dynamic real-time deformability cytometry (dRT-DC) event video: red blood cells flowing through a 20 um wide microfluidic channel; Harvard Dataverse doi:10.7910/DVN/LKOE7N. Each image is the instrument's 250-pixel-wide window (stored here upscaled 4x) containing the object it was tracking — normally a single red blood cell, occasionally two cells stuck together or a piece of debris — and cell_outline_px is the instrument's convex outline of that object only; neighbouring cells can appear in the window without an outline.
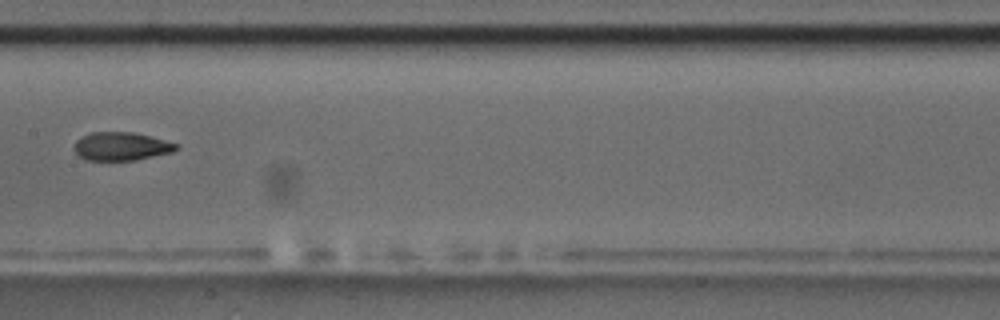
{"species": "common noctule bat (a hibernating species)", "species_latin": "Nyctalus noctula", "temperature_condition": "room temperature", "stored_images_in_passage": 4, "camera_frame_rate_fps": 3000, "um_per_image_px": 0.085, "animal": {"sex": "male", "body_mass_g": 17.5, "forearm_length_mm": 52.3}, "frame": {"image": 1, "passage_image": 4, "time_ms": 3.667, "image_size_px": [1000, 320], "cell_outline_px": [[180, 148], [172, 152], [136, 160], [84, 160], [72, 148], [76, 140], [80, 136], [92, 132], [132, 132], [152, 136], [180, 144]], "centroid_in_image_um": [10.32, 12.43], "position_along_channel_um": 197.1, "area_um2": 17.11}}